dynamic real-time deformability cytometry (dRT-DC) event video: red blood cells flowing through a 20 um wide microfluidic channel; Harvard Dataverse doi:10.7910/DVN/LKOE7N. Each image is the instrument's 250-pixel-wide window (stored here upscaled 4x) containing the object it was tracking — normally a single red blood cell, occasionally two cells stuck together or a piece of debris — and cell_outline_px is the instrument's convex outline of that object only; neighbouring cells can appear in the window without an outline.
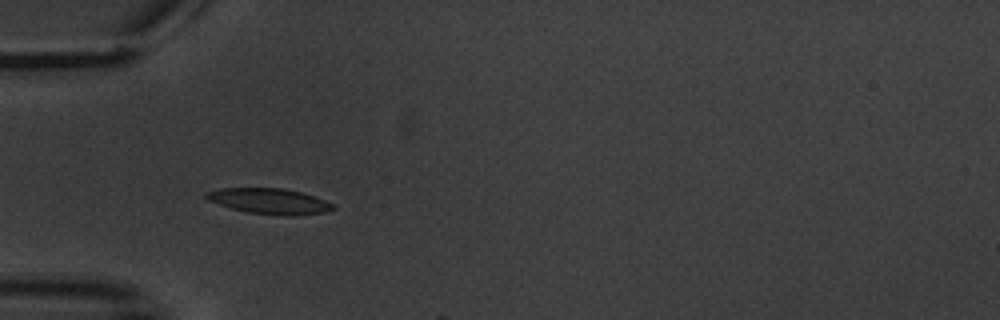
{"species": "common noctule bat (a hibernating species)", "species_latin": "Nyctalus noctula", "temperature_condition": "warm", "stored_images_in_passage": 4, "camera_frame_rate_fps": 3000, "um_per_image_px": 0.085, "animal": {"sex": "male", "body_mass_g": 20.1, "forearm_length_mm": 53.5}, "frame": {"image": 1, "passage_image": 3, "time_ms": 5.0, "image_size_px": [1000, 320], "cell_outline_px": [[336, 208], [324, 212], [292, 216], [288, 216], [248, 212], [232, 208], [208, 200], [204, 196], [204, 192], [220, 188], [284, 188], [304, 192], [336, 204]], "centroid_in_image_um": [22.94, 17.08], "position_along_channel_um": 62.1, "area_um2": 19.02}}